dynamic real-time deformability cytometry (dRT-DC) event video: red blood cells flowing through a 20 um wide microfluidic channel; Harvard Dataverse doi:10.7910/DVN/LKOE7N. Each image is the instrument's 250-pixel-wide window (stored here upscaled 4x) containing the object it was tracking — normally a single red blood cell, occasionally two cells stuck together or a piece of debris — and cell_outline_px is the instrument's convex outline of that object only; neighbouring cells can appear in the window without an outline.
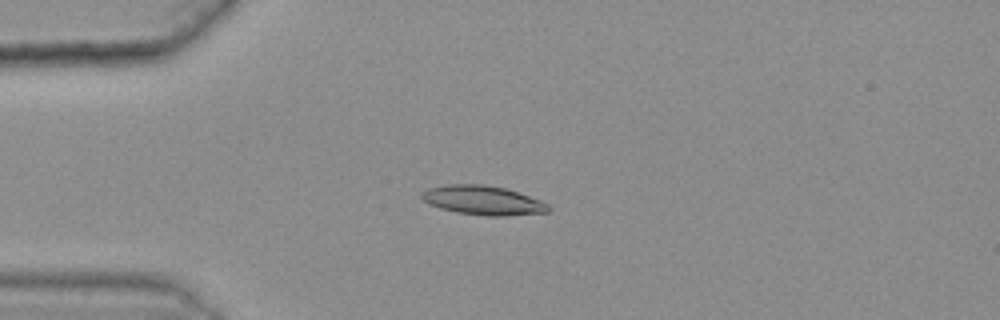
{"species": "common noctule bat (a hibernating species)", "species_latin": "Nyctalus noctula", "temperature_condition": "warm", "stored_images_in_passage": 45, "camera_frame_rate_fps": 3000, "um_per_image_px": 0.085, "animal": {"sex": "female", "body_mass_g": 25.1}, "frame": {"image": 1, "passage_image": 12, "time_ms": 3.667, "image_size_px": [1000, 320], "cell_outline_px": [[552, 208], [548, 212], [504, 216], [488, 216], [456, 212], [440, 208], [428, 204], [420, 196], [420, 192], [428, 188], [448, 184], [484, 184], [504, 188], [540, 200], [548, 204]], "centroid_in_image_um": [41.02, 17.03], "position_along_channel_um": 44.0, "area_um2": 21.56}}
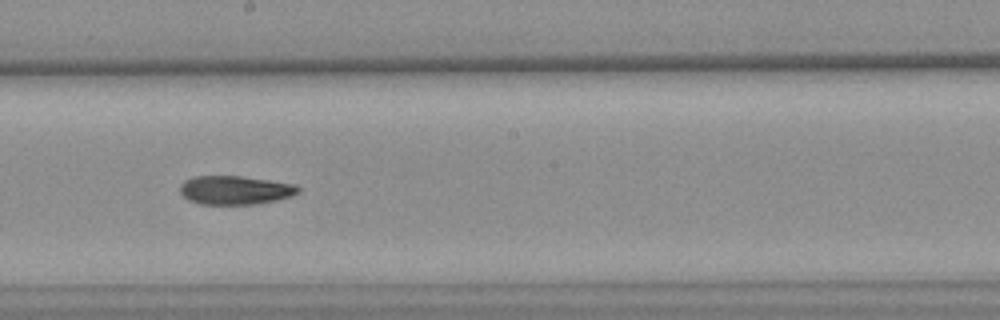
{"frame": {"image": 2, "passage_image": 29, "time_ms": 9.333, "image_size_px": [1000, 320], "cell_outline_px": [[300, 192], [276, 200], [256, 204], [200, 204], [188, 200], [180, 192], [180, 184], [184, 180], [196, 176], [240, 176], [296, 184], [300, 188]], "centroid_in_image_um": [19.96, 16.16], "position_along_channel_um": 228.2, "area_um2": 19.71}}
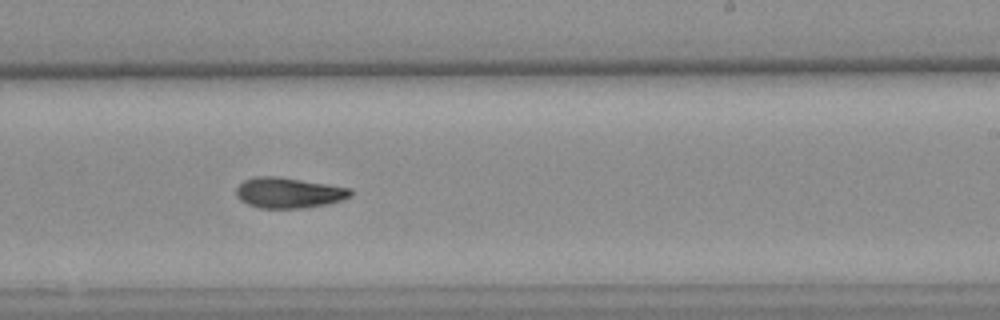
{"frame": {"image": 3, "passage_image": 32, "time_ms": 10.333, "image_size_px": [1000, 320], "cell_outline_px": [[352, 196], [340, 200], [324, 204], [300, 208], [260, 208], [248, 204], [240, 200], [236, 196], [236, 188], [244, 180], [256, 176], [280, 176], [352, 188]], "centroid_in_image_um": [24.52, 16.37], "position_along_channel_um": 264.5, "area_um2": 20.35}, "authors_computed_cell_mechanics": {"area_um2": 20.4612, "velocity_mm_per_s": 3.6271, "shape_relaxation_time_tau1_ms": null, "shape_relaxation_time_tau2_ms": 8.6655, "deformation_change_tau1": null, "deformation_change_tau2": 0.1656}}